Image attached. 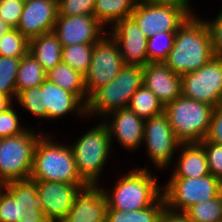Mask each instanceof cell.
<instances>
[{
	"label": "cell",
	"mask_w": 222,
	"mask_h": 222,
	"mask_svg": "<svg viewBox=\"0 0 222 222\" xmlns=\"http://www.w3.org/2000/svg\"><path fill=\"white\" fill-rule=\"evenodd\" d=\"M0 222H48L34 180H14L0 187Z\"/></svg>",
	"instance_id": "cell-7"
},
{
	"label": "cell",
	"mask_w": 222,
	"mask_h": 222,
	"mask_svg": "<svg viewBox=\"0 0 222 222\" xmlns=\"http://www.w3.org/2000/svg\"><path fill=\"white\" fill-rule=\"evenodd\" d=\"M46 78L63 90L73 93L86 106L88 97L84 86V76L78 71L60 62L46 72Z\"/></svg>",
	"instance_id": "cell-24"
},
{
	"label": "cell",
	"mask_w": 222,
	"mask_h": 222,
	"mask_svg": "<svg viewBox=\"0 0 222 222\" xmlns=\"http://www.w3.org/2000/svg\"><path fill=\"white\" fill-rule=\"evenodd\" d=\"M162 188L165 207L174 212H185L196 203L217 197L222 192V181L212 174L197 178H170Z\"/></svg>",
	"instance_id": "cell-9"
},
{
	"label": "cell",
	"mask_w": 222,
	"mask_h": 222,
	"mask_svg": "<svg viewBox=\"0 0 222 222\" xmlns=\"http://www.w3.org/2000/svg\"><path fill=\"white\" fill-rule=\"evenodd\" d=\"M29 53L46 72L62 62V45L53 31L30 39Z\"/></svg>",
	"instance_id": "cell-23"
},
{
	"label": "cell",
	"mask_w": 222,
	"mask_h": 222,
	"mask_svg": "<svg viewBox=\"0 0 222 222\" xmlns=\"http://www.w3.org/2000/svg\"><path fill=\"white\" fill-rule=\"evenodd\" d=\"M204 140L222 145V105L214 108L209 131Z\"/></svg>",
	"instance_id": "cell-40"
},
{
	"label": "cell",
	"mask_w": 222,
	"mask_h": 222,
	"mask_svg": "<svg viewBox=\"0 0 222 222\" xmlns=\"http://www.w3.org/2000/svg\"><path fill=\"white\" fill-rule=\"evenodd\" d=\"M176 32H157L148 38L147 54L149 62H164L174 45Z\"/></svg>",
	"instance_id": "cell-31"
},
{
	"label": "cell",
	"mask_w": 222,
	"mask_h": 222,
	"mask_svg": "<svg viewBox=\"0 0 222 222\" xmlns=\"http://www.w3.org/2000/svg\"><path fill=\"white\" fill-rule=\"evenodd\" d=\"M12 106L0 112V138L17 136L27 130L19 124V115Z\"/></svg>",
	"instance_id": "cell-35"
},
{
	"label": "cell",
	"mask_w": 222,
	"mask_h": 222,
	"mask_svg": "<svg viewBox=\"0 0 222 222\" xmlns=\"http://www.w3.org/2000/svg\"><path fill=\"white\" fill-rule=\"evenodd\" d=\"M143 85V67L124 65L117 77L95 90L86 104V116H106L108 113L128 107L131 97Z\"/></svg>",
	"instance_id": "cell-5"
},
{
	"label": "cell",
	"mask_w": 222,
	"mask_h": 222,
	"mask_svg": "<svg viewBox=\"0 0 222 222\" xmlns=\"http://www.w3.org/2000/svg\"><path fill=\"white\" fill-rule=\"evenodd\" d=\"M214 57L205 20L189 16L176 32L174 45L164 63L180 76L200 69Z\"/></svg>",
	"instance_id": "cell-1"
},
{
	"label": "cell",
	"mask_w": 222,
	"mask_h": 222,
	"mask_svg": "<svg viewBox=\"0 0 222 222\" xmlns=\"http://www.w3.org/2000/svg\"><path fill=\"white\" fill-rule=\"evenodd\" d=\"M29 53V40L16 28L0 38V56L22 58Z\"/></svg>",
	"instance_id": "cell-32"
},
{
	"label": "cell",
	"mask_w": 222,
	"mask_h": 222,
	"mask_svg": "<svg viewBox=\"0 0 222 222\" xmlns=\"http://www.w3.org/2000/svg\"><path fill=\"white\" fill-rule=\"evenodd\" d=\"M153 177L145 167L134 168L118 179L111 194L103 188L107 209L136 211L151 206L162 195V187Z\"/></svg>",
	"instance_id": "cell-3"
},
{
	"label": "cell",
	"mask_w": 222,
	"mask_h": 222,
	"mask_svg": "<svg viewBox=\"0 0 222 222\" xmlns=\"http://www.w3.org/2000/svg\"><path fill=\"white\" fill-rule=\"evenodd\" d=\"M128 108L143 120L164 113V105L145 85L140 86L133 94Z\"/></svg>",
	"instance_id": "cell-28"
},
{
	"label": "cell",
	"mask_w": 222,
	"mask_h": 222,
	"mask_svg": "<svg viewBox=\"0 0 222 222\" xmlns=\"http://www.w3.org/2000/svg\"><path fill=\"white\" fill-rule=\"evenodd\" d=\"M29 129L17 136L0 138V185L30 178L35 147L41 136Z\"/></svg>",
	"instance_id": "cell-8"
},
{
	"label": "cell",
	"mask_w": 222,
	"mask_h": 222,
	"mask_svg": "<svg viewBox=\"0 0 222 222\" xmlns=\"http://www.w3.org/2000/svg\"><path fill=\"white\" fill-rule=\"evenodd\" d=\"M103 27L94 16L58 15L53 32L62 47L73 44H95L104 34Z\"/></svg>",
	"instance_id": "cell-16"
},
{
	"label": "cell",
	"mask_w": 222,
	"mask_h": 222,
	"mask_svg": "<svg viewBox=\"0 0 222 222\" xmlns=\"http://www.w3.org/2000/svg\"><path fill=\"white\" fill-rule=\"evenodd\" d=\"M111 143L107 125L101 122L70 145L77 172L87 185H98V177L107 162Z\"/></svg>",
	"instance_id": "cell-6"
},
{
	"label": "cell",
	"mask_w": 222,
	"mask_h": 222,
	"mask_svg": "<svg viewBox=\"0 0 222 222\" xmlns=\"http://www.w3.org/2000/svg\"><path fill=\"white\" fill-rule=\"evenodd\" d=\"M16 1H19V2H22V3H26L28 0H16Z\"/></svg>",
	"instance_id": "cell-46"
},
{
	"label": "cell",
	"mask_w": 222,
	"mask_h": 222,
	"mask_svg": "<svg viewBox=\"0 0 222 222\" xmlns=\"http://www.w3.org/2000/svg\"><path fill=\"white\" fill-rule=\"evenodd\" d=\"M12 104V99L7 96L0 94V112L6 110Z\"/></svg>",
	"instance_id": "cell-43"
},
{
	"label": "cell",
	"mask_w": 222,
	"mask_h": 222,
	"mask_svg": "<svg viewBox=\"0 0 222 222\" xmlns=\"http://www.w3.org/2000/svg\"><path fill=\"white\" fill-rule=\"evenodd\" d=\"M50 140L49 136L41 135L39 138L34 151L30 179L66 184H86L77 172L71 146Z\"/></svg>",
	"instance_id": "cell-2"
},
{
	"label": "cell",
	"mask_w": 222,
	"mask_h": 222,
	"mask_svg": "<svg viewBox=\"0 0 222 222\" xmlns=\"http://www.w3.org/2000/svg\"><path fill=\"white\" fill-rule=\"evenodd\" d=\"M211 35L214 57L222 58V10L213 21H205Z\"/></svg>",
	"instance_id": "cell-39"
},
{
	"label": "cell",
	"mask_w": 222,
	"mask_h": 222,
	"mask_svg": "<svg viewBox=\"0 0 222 222\" xmlns=\"http://www.w3.org/2000/svg\"><path fill=\"white\" fill-rule=\"evenodd\" d=\"M24 3L16 0H0V17L13 28L18 26Z\"/></svg>",
	"instance_id": "cell-38"
},
{
	"label": "cell",
	"mask_w": 222,
	"mask_h": 222,
	"mask_svg": "<svg viewBox=\"0 0 222 222\" xmlns=\"http://www.w3.org/2000/svg\"><path fill=\"white\" fill-rule=\"evenodd\" d=\"M184 213L190 222H222V192L209 201L192 205Z\"/></svg>",
	"instance_id": "cell-30"
},
{
	"label": "cell",
	"mask_w": 222,
	"mask_h": 222,
	"mask_svg": "<svg viewBox=\"0 0 222 222\" xmlns=\"http://www.w3.org/2000/svg\"><path fill=\"white\" fill-rule=\"evenodd\" d=\"M206 153L210 174L222 181V145L203 140L200 143Z\"/></svg>",
	"instance_id": "cell-37"
},
{
	"label": "cell",
	"mask_w": 222,
	"mask_h": 222,
	"mask_svg": "<svg viewBox=\"0 0 222 222\" xmlns=\"http://www.w3.org/2000/svg\"><path fill=\"white\" fill-rule=\"evenodd\" d=\"M179 149L171 178H197L210 174L207 156L200 143H181Z\"/></svg>",
	"instance_id": "cell-22"
},
{
	"label": "cell",
	"mask_w": 222,
	"mask_h": 222,
	"mask_svg": "<svg viewBox=\"0 0 222 222\" xmlns=\"http://www.w3.org/2000/svg\"><path fill=\"white\" fill-rule=\"evenodd\" d=\"M18 103L37 118H47V110L41 104V85L27 88L17 96Z\"/></svg>",
	"instance_id": "cell-34"
},
{
	"label": "cell",
	"mask_w": 222,
	"mask_h": 222,
	"mask_svg": "<svg viewBox=\"0 0 222 222\" xmlns=\"http://www.w3.org/2000/svg\"><path fill=\"white\" fill-rule=\"evenodd\" d=\"M39 205L48 222H62L71 210L76 194L87 184L35 181Z\"/></svg>",
	"instance_id": "cell-14"
},
{
	"label": "cell",
	"mask_w": 222,
	"mask_h": 222,
	"mask_svg": "<svg viewBox=\"0 0 222 222\" xmlns=\"http://www.w3.org/2000/svg\"><path fill=\"white\" fill-rule=\"evenodd\" d=\"M214 108L180 95L164 106V114L181 143H201L209 131Z\"/></svg>",
	"instance_id": "cell-4"
},
{
	"label": "cell",
	"mask_w": 222,
	"mask_h": 222,
	"mask_svg": "<svg viewBox=\"0 0 222 222\" xmlns=\"http://www.w3.org/2000/svg\"><path fill=\"white\" fill-rule=\"evenodd\" d=\"M165 208V200L161 195L151 206L136 210L122 211L107 209L106 222H157Z\"/></svg>",
	"instance_id": "cell-27"
},
{
	"label": "cell",
	"mask_w": 222,
	"mask_h": 222,
	"mask_svg": "<svg viewBox=\"0 0 222 222\" xmlns=\"http://www.w3.org/2000/svg\"><path fill=\"white\" fill-rule=\"evenodd\" d=\"M131 16L146 37L150 38L157 32H177L190 15L173 5L147 4L137 0Z\"/></svg>",
	"instance_id": "cell-12"
},
{
	"label": "cell",
	"mask_w": 222,
	"mask_h": 222,
	"mask_svg": "<svg viewBox=\"0 0 222 222\" xmlns=\"http://www.w3.org/2000/svg\"><path fill=\"white\" fill-rule=\"evenodd\" d=\"M145 85L165 106L181 95V76L164 62H149L143 67Z\"/></svg>",
	"instance_id": "cell-19"
},
{
	"label": "cell",
	"mask_w": 222,
	"mask_h": 222,
	"mask_svg": "<svg viewBox=\"0 0 222 222\" xmlns=\"http://www.w3.org/2000/svg\"><path fill=\"white\" fill-rule=\"evenodd\" d=\"M143 142H145L150 160L161 169H165L172 163L174 152L181 144L164 113L145 120Z\"/></svg>",
	"instance_id": "cell-13"
},
{
	"label": "cell",
	"mask_w": 222,
	"mask_h": 222,
	"mask_svg": "<svg viewBox=\"0 0 222 222\" xmlns=\"http://www.w3.org/2000/svg\"><path fill=\"white\" fill-rule=\"evenodd\" d=\"M13 27L10 26L8 23H6L1 17H0V38L8 33L10 30H12Z\"/></svg>",
	"instance_id": "cell-44"
},
{
	"label": "cell",
	"mask_w": 222,
	"mask_h": 222,
	"mask_svg": "<svg viewBox=\"0 0 222 222\" xmlns=\"http://www.w3.org/2000/svg\"><path fill=\"white\" fill-rule=\"evenodd\" d=\"M181 95L213 107L222 105V58L213 57L200 69L181 76Z\"/></svg>",
	"instance_id": "cell-11"
},
{
	"label": "cell",
	"mask_w": 222,
	"mask_h": 222,
	"mask_svg": "<svg viewBox=\"0 0 222 222\" xmlns=\"http://www.w3.org/2000/svg\"><path fill=\"white\" fill-rule=\"evenodd\" d=\"M137 0H95L93 16L104 27L131 16ZM113 24V25H112Z\"/></svg>",
	"instance_id": "cell-25"
},
{
	"label": "cell",
	"mask_w": 222,
	"mask_h": 222,
	"mask_svg": "<svg viewBox=\"0 0 222 222\" xmlns=\"http://www.w3.org/2000/svg\"><path fill=\"white\" fill-rule=\"evenodd\" d=\"M58 17V0H28L16 29L28 40L52 32Z\"/></svg>",
	"instance_id": "cell-17"
},
{
	"label": "cell",
	"mask_w": 222,
	"mask_h": 222,
	"mask_svg": "<svg viewBox=\"0 0 222 222\" xmlns=\"http://www.w3.org/2000/svg\"><path fill=\"white\" fill-rule=\"evenodd\" d=\"M21 58L0 56V94L15 98L16 76Z\"/></svg>",
	"instance_id": "cell-33"
},
{
	"label": "cell",
	"mask_w": 222,
	"mask_h": 222,
	"mask_svg": "<svg viewBox=\"0 0 222 222\" xmlns=\"http://www.w3.org/2000/svg\"><path fill=\"white\" fill-rule=\"evenodd\" d=\"M46 80V71L41 64L30 54L21 58L15 87L16 96L27 88L41 85Z\"/></svg>",
	"instance_id": "cell-26"
},
{
	"label": "cell",
	"mask_w": 222,
	"mask_h": 222,
	"mask_svg": "<svg viewBox=\"0 0 222 222\" xmlns=\"http://www.w3.org/2000/svg\"><path fill=\"white\" fill-rule=\"evenodd\" d=\"M105 35L94 44L90 67L84 76L87 97L113 81L124 66L117 43L111 35Z\"/></svg>",
	"instance_id": "cell-10"
},
{
	"label": "cell",
	"mask_w": 222,
	"mask_h": 222,
	"mask_svg": "<svg viewBox=\"0 0 222 222\" xmlns=\"http://www.w3.org/2000/svg\"><path fill=\"white\" fill-rule=\"evenodd\" d=\"M62 222H84V221H75V220H63Z\"/></svg>",
	"instance_id": "cell-45"
},
{
	"label": "cell",
	"mask_w": 222,
	"mask_h": 222,
	"mask_svg": "<svg viewBox=\"0 0 222 222\" xmlns=\"http://www.w3.org/2000/svg\"><path fill=\"white\" fill-rule=\"evenodd\" d=\"M111 116L112 122L107 120ZM104 122L110 133L111 142L113 136L117 138L124 148L135 150L141 146L144 140V122L135 112L128 107L114 110L108 113ZM109 122V123H108Z\"/></svg>",
	"instance_id": "cell-18"
},
{
	"label": "cell",
	"mask_w": 222,
	"mask_h": 222,
	"mask_svg": "<svg viewBox=\"0 0 222 222\" xmlns=\"http://www.w3.org/2000/svg\"><path fill=\"white\" fill-rule=\"evenodd\" d=\"M41 104L47 110L48 120L61 118L71 112L86 116V106L73 93L63 90L47 78L41 84Z\"/></svg>",
	"instance_id": "cell-21"
},
{
	"label": "cell",
	"mask_w": 222,
	"mask_h": 222,
	"mask_svg": "<svg viewBox=\"0 0 222 222\" xmlns=\"http://www.w3.org/2000/svg\"><path fill=\"white\" fill-rule=\"evenodd\" d=\"M107 208L103 188L87 185L76 194L71 210L64 220L106 222Z\"/></svg>",
	"instance_id": "cell-20"
},
{
	"label": "cell",
	"mask_w": 222,
	"mask_h": 222,
	"mask_svg": "<svg viewBox=\"0 0 222 222\" xmlns=\"http://www.w3.org/2000/svg\"><path fill=\"white\" fill-rule=\"evenodd\" d=\"M157 222H190L184 212H174L166 207L162 211Z\"/></svg>",
	"instance_id": "cell-41"
},
{
	"label": "cell",
	"mask_w": 222,
	"mask_h": 222,
	"mask_svg": "<svg viewBox=\"0 0 222 222\" xmlns=\"http://www.w3.org/2000/svg\"><path fill=\"white\" fill-rule=\"evenodd\" d=\"M147 4H162V5H173L178 8L184 9L190 16L193 15L192 9H190V0H142Z\"/></svg>",
	"instance_id": "cell-42"
},
{
	"label": "cell",
	"mask_w": 222,
	"mask_h": 222,
	"mask_svg": "<svg viewBox=\"0 0 222 222\" xmlns=\"http://www.w3.org/2000/svg\"><path fill=\"white\" fill-rule=\"evenodd\" d=\"M95 0H58V15L93 16Z\"/></svg>",
	"instance_id": "cell-36"
},
{
	"label": "cell",
	"mask_w": 222,
	"mask_h": 222,
	"mask_svg": "<svg viewBox=\"0 0 222 222\" xmlns=\"http://www.w3.org/2000/svg\"><path fill=\"white\" fill-rule=\"evenodd\" d=\"M111 28L109 35L117 43L124 65L144 67L149 63L148 38L132 16L120 19Z\"/></svg>",
	"instance_id": "cell-15"
},
{
	"label": "cell",
	"mask_w": 222,
	"mask_h": 222,
	"mask_svg": "<svg viewBox=\"0 0 222 222\" xmlns=\"http://www.w3.org/2000/svg\"><path fill=\"white\" fill-rule=\"evenodd\" d=\"M94 44H73L62 47V62L85 76L89 70Z\"/></svg>",
	"instance_id": "cell-29"
}]
</instances>
